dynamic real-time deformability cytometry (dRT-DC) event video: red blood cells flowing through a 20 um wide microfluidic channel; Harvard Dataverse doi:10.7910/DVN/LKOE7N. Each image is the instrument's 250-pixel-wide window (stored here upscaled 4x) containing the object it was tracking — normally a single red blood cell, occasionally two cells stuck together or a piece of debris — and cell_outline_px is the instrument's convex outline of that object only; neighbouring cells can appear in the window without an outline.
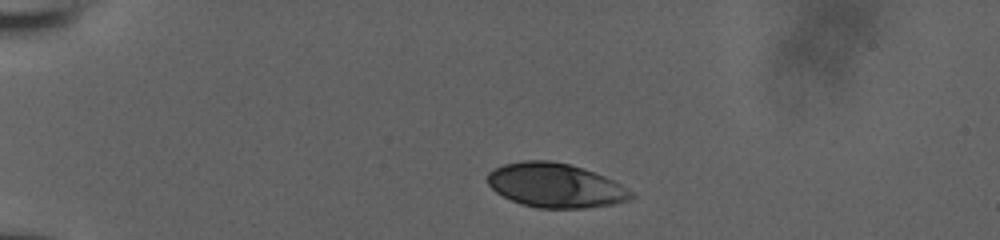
{"species": "human", "species_latin": "Homo sapiens", "temperature_condition": "room temperature", "stored_images_in_passage": 43, "camera_frame_rate_fps": 3000, "um_per_image_px": 0.085, "donor": {"sex": "male"}, "frame": {"image": 1, "passage_image": 1, "time_ms": 0.0, "image_size_px": [1000, 240], "cell_outline_px": [[636, 196], [632, 200], [612, 204], [584, 208], [536, 208], [520, 204], [496, 192], [488, 184], [488, 172], [492, 168], [504, 164], [524, 160], [552, 160], [584, 168], [604, 176], [620, 184], [632, 192]], "centroid_in_image_um": [47.21, 15.76], "position_along_channel_um": 37.8, "area_um2": 37.17}}
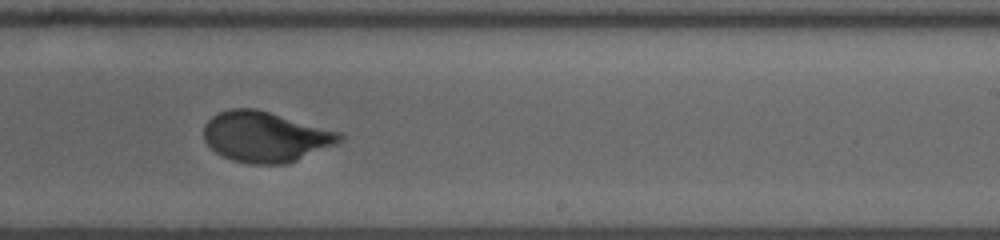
{"frame": {"image": 2, "passage_image": 24, "time_ms": 7.667, "image_size_px": [1000, 240], "cell_outline_px": [[344, 140], [336, 144], [288, 164], [248, 164], [232, 160], [216, 152], [204, 140], [204, 124], [212, 116], [228, 108], [256, 108], [344, 132]], "centroid_in_image_um": [22.61, 11.62], "position_along_channel_um": 266.4, "area_um2": 40.4}}
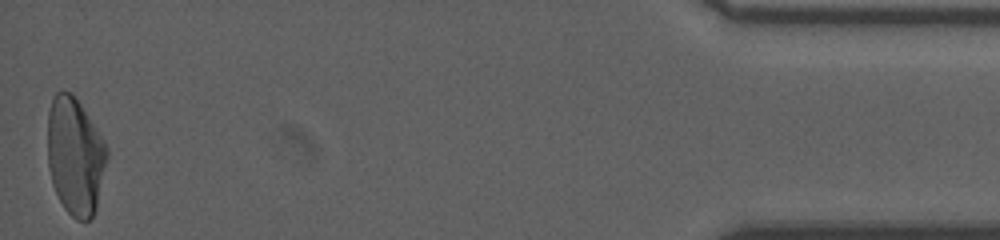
{"frame": {"image": 3, "passage_image": 43, "time_ms": 14.0, "image_size_px": [1000, 240], "cell_outline_px": [[108, 156], [96, 208], [92, 216], [88, 220], [76, 220], [64, 208], [52, 184], [48, 168], [48, 112], [52, 96], [56, 92], [72, 92], [104, 140], [108, 148]], "centroid_in_image_um": [6.38, 13.26], "position_along_channel_um": 428.8, "area_um2": 40.58}, "authors_computed_cell_mechanics": {"area_um2": 39.7664, "velocity_mm_per_s": 3.8281, "shape_relaxation_time_tau1_ms": 4.7459, "shape_relaxation_time_tau2_ms": null, "deformation_change_tau1": 0.1976, "deformation_change_tau2": null}}